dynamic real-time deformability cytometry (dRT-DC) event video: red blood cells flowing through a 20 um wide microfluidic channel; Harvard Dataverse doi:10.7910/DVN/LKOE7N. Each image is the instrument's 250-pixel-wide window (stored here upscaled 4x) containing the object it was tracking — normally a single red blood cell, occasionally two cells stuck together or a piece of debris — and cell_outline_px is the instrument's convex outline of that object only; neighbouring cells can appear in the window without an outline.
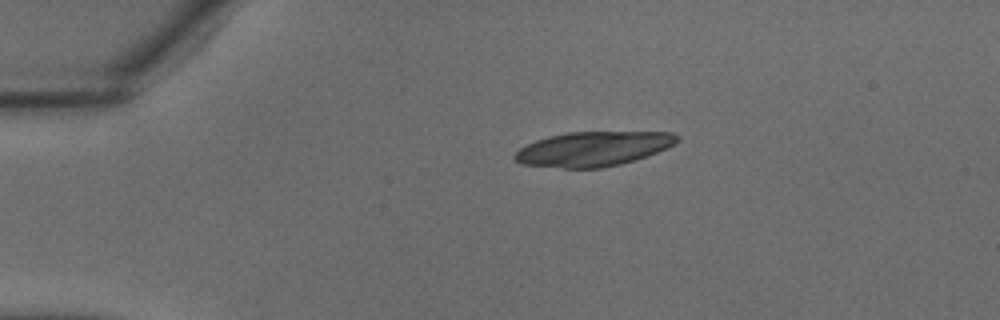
{"species": "common noctule bat (a hibernating species)", "species_latin": "Nyctalus noctula", "temperature_condition": "warm", "stored_images_in_passage": 30, "camera_frame_rate_fps": 3000, "um_per_image_px": 0.085, "animal": {"sex": "male", "body_mass_g": 18.8}, "frame": {"image": 1, "passage_image": 1, "time_ms": 0.0, "image_size_px": [1000, 320], "cell_outline_px": [[680, 140], [656, 152], [620, 164], [600, 168], [564, 168], [520, 164], [512, 156], [520, 148], [536, 140], [548, 136], [568, 132], [672, 132], [680, 136]], "centroid_in_image_um": [50.38, 12.65], "position_along_channel_um": 34.6, "area_um2": 32.43}}